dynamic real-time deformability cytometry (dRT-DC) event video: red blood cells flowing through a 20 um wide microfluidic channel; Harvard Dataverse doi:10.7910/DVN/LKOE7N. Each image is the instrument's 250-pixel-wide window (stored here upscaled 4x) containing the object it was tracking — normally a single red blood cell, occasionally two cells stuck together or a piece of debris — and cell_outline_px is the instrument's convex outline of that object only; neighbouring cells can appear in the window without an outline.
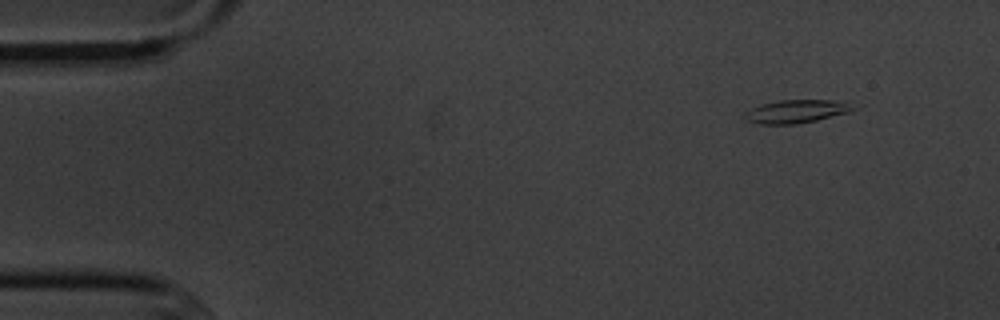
{"species": "common noctule bat (a hibernating species)", "species_latin": "Nyctalus noctula", "temperature_condition": "cold", "stored_images_in_passage": 5, "camera_frame_rate_fps": 3000, "um_per_image_px": 0.085, "animal": {"sex": "male", "body_mass_g": 20.1, "forearm_length_mm": 53.5}, "frame": {"image": 1, "passage_image": 1, "time_ms": 0.0, "image_size_px": [1000, 320], "cell_outline_px": [[860, 108], [848, 112], [816, 120], [796, 124], [760, 124], [748, 120], [744, 116], [744, 112], [760, 104], [780, 100], [848, 100]], "centroid_in_image_um": [67.78, 9.44], "position_along_channel_um": 17.2, "area_um2": 14.85}}